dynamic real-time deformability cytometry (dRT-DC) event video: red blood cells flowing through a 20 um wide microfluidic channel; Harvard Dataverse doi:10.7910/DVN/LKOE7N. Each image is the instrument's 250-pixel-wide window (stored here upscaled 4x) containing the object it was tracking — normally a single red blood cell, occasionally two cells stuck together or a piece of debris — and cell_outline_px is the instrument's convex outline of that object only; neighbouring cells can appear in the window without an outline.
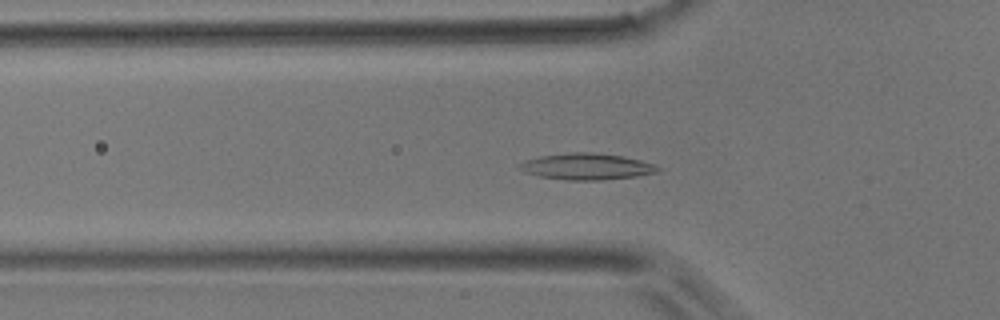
{"species": "common noctule bat (a hibernating species)", "species_latin": "Nyctalus noctula", "temperature_condition": "room temperature", "stored_images_in_passage": 42, "camera_frame_rate_fps": 3000, "um_per_image_px": 0.085, "animal": {"sex": "male", "body_mass_g": 17.9}, "frame": {"image": 1, "passage_image": 9, "time_ms": 2.667, "image_size_px": [1000, 320], "cell_outline_px": [[660, 168], [656, 172], [636, 176], [600, 180], [564, 180], [540, 176], [524, 172], [516, 168], [524, 160], [540, 156], [572, 152], [592, 152], [624, 156], [656, 164]], "centroid_in_image_um": [49.84, 14.15], "position_along_channel_um": 76.0, "area_um2": 21.27}}
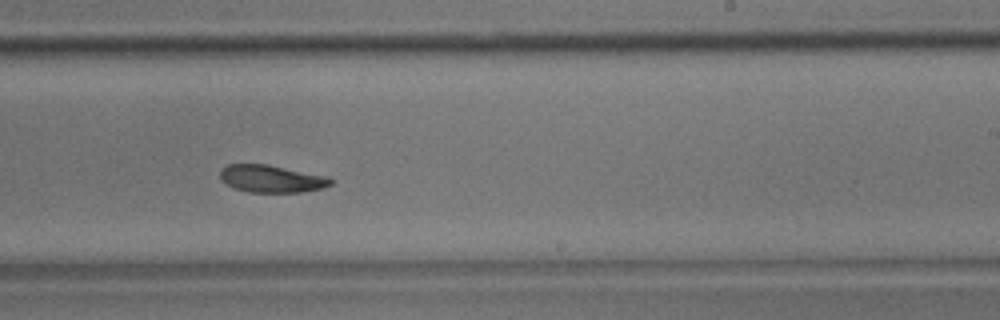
{"frame": {"image": 2, "passage_image": 23, "time_ms": 7.333, "image_size_px": [1000, 320], "cell_outline_px": [[336, 180], [332, 184], [324, 188], [300, 192], [248, 192], [236, 188], [220, 180], [220, 168], [228, 164], [268, 164], [328, 176]], "centroid_in_image_um": [23.11, 15.18], "position_along_channel_um": 265.9, "area_um2": 17.86}}
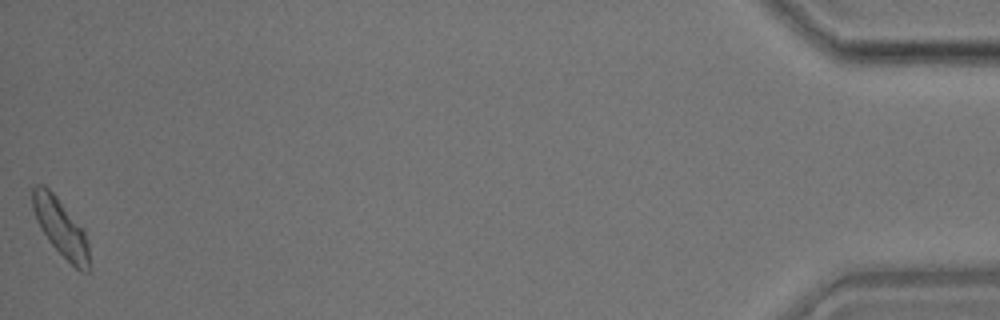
{"frame": {"image": 3, "passage_image": 42, "time_ms": 13.667, "image_size_px": [1000, 320], "cell_outline_px": [[88, 272], [80, 272], [48, 240], [40, 228], [36, 220], [32, 208], [32, 188], [36, 184], [44, 184], [56, 196], [84, 228], [88, 244]], "centroid_in_image_um": [5.14, 19.29], "position_along_channel_um": 430.1, "area_um2": 18.9}}